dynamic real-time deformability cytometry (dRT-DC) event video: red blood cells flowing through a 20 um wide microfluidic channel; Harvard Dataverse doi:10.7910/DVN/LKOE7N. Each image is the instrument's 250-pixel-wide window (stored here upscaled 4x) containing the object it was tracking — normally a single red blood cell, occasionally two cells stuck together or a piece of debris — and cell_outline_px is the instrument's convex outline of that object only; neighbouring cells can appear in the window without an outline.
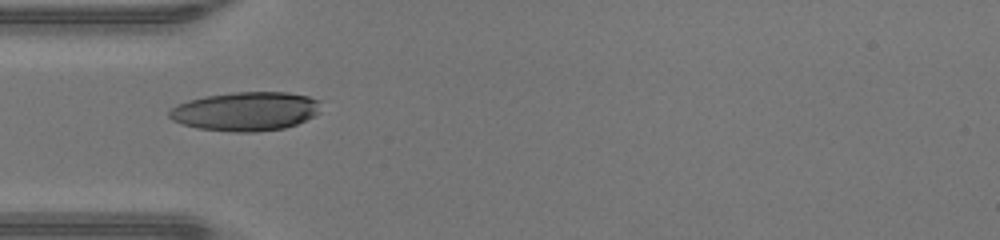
{"species": "human", "species_latin": "Homo sapiens", "temperature_condition": "warm", "stored_images_in_passage": 33, "camera_frame_rate_fps": 3000, "um_per_image_px": 0.085, "donor": {"sex": "male"}, "frame": {"image": 1, "passage_image": 1, "time_ms": 0.0, "image_size_px": [1000, 240], "cell_outline_px": [[320, 112], [296, 124], [284, 128], [256, 132], [232, 132], [196, 128], [172, 120], [168, 116], [168, 112], [176, 104], [188, 100], [204, 96], [232, 92], [288, 92], [308, 96], [320, 100]], "centroid_in_image_um": [20.87, 9.46], "position_along_channel_um": 64.1, "area_um2": 34.56}}
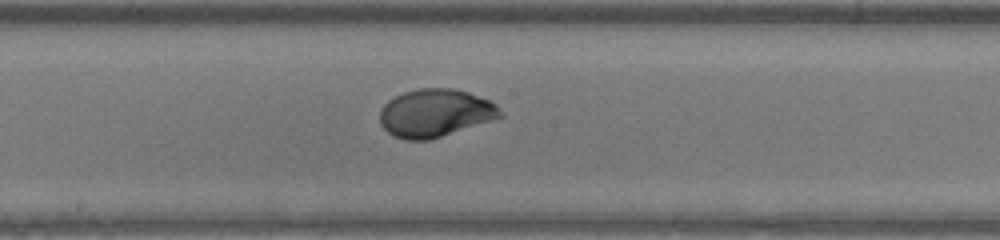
{"frame": {"image": 2, "passage_image": 11, "time_ms": 3.333, "image_size_px": [1000, 240], "cell_outline_px": [[504, 116], [492, 120], [428, 140], [404, 140], [392, 136], [380, 124], [380, 108], [388, 100], [404, 92], [416, 88], [456, 88], [468, 92], [488, 100], [496, 104], [500, 108]], "centroid_in_image_um": [36.97, 9.6], "position_along_channel_um": 211.2, "area_um2": 33.64}}
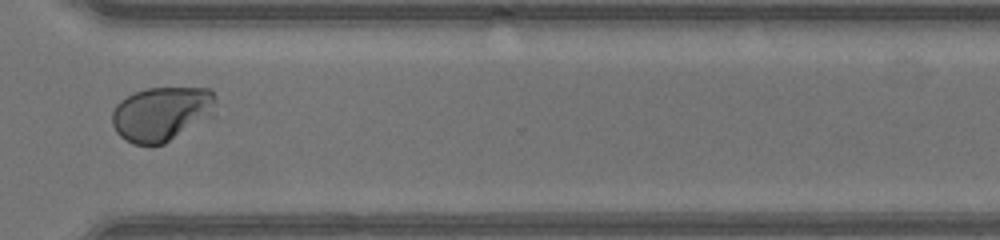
{"frame": {"image": 3, "passage_image": 21, "time_ms": 6.667, "image_size_px": [1000, 240], "cell_outline_px": [[216, 104], [208, 112], [164, 144], [132, 144], [120, 136], [116, 132], [112, 124], [112, 112], [116, 104], [120, 100], [136, 92], [148, 88], [212, 88], [216, 100]], "centroid_in_image_um": [13.61, 9.63], "position_along_channel_um": 357.0, "area_um2": 31.56}, "authors_computed_cell_mechanics": {"area_um2": 33.1772, "velocity_mm_per_s": 4.3886, "shape_relaxation_time_tau1_ms": 3.2121, "shape_relaxation_time_tau2_ms": null, "deformation_change_tau1": 0.2061, "deformation_change_tau2": null}}